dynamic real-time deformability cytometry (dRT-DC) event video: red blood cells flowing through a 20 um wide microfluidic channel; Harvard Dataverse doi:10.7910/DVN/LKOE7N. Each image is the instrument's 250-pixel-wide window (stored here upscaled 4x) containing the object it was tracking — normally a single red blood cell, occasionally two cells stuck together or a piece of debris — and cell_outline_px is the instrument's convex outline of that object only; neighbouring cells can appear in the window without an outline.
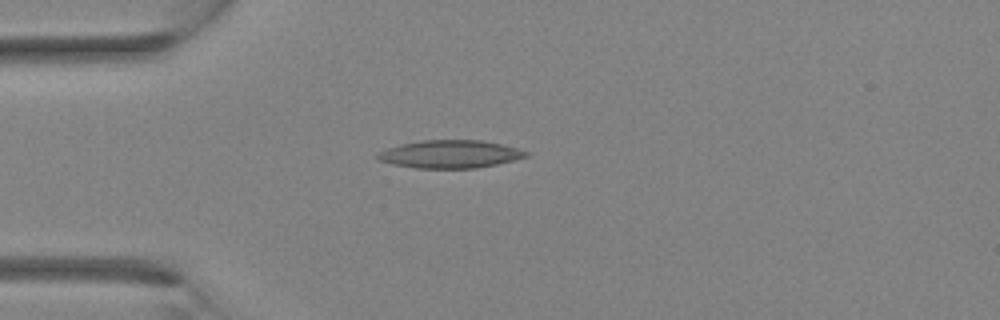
{"species": "Egyptian fruit bat (a non-hibernating species)", "species_latin": "Rousettus aegyptiacus", "temperature_condition": "room temperature", "stored_images_in_passage": 1, "camera_frame_rate_fps": 3000, "um_per_image_px": 0.085, "animal": {"sex": "female"}, "frame": {"image": 1, "passage_image": 1, "time_ms": 0.0, "image_size_px": [1000, 320], "cell_outline_px": [[528, 156], [496, 164], [476, 168], [416, 168], [392, 164], [380, 160], [376, 156], [376, 152], [400, 144], [424, 140], [484, 140], [516, 148], [528, 152]], "centroid_in_image_um": [38.22, 13.1], "position_along_channel_um": 46.8, "area_um2": 23.93}}